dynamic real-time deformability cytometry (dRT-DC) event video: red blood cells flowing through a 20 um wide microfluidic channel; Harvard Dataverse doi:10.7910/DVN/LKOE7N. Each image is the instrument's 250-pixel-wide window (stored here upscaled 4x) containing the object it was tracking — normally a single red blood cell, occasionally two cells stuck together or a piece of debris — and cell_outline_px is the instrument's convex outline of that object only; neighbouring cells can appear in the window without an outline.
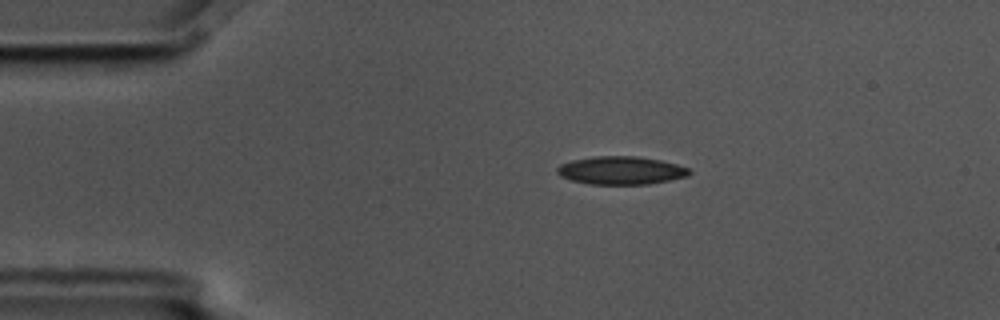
{"species": "common noctule bat (a hibernating species)", "species_latin": "Nyctalus noctula", "temperature_condition": "cold", "stored_images_in_passage": 5, "camera_frame_rate_fps": 3000, "um_per_image_px": 0.085, "animal": {"sex": "male", "body_mass_g": 17.5, "forearm_length_mm": 52.3}, "frame": {"image": 1, "passage_image": 3, "time_ms": 0.667, "image_size_px": [1000, 320], "cell_outline_px": [[692, 172], [688, 176], [648, 184], [588, 184], [572, 180], [560, 176], [556, 172], [556, 168], [560, 164], [572, 160], [596, 156], [636, 156], [660, 160], [676, 164], [688, 168]], "centroid_in_image_um": [52.76, 14.48], "position_along_channel_um": 32.2, "area_um2": 21.56}}
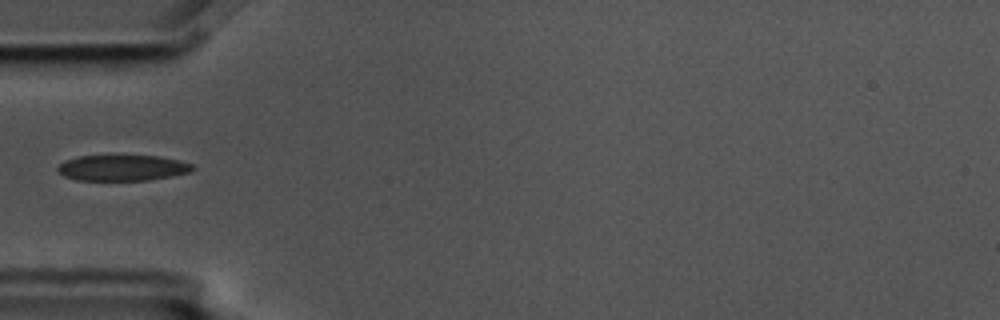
{"frame": {"image": 2, "passage_image": 5, "time_ms": 1.333, "image_size_px": [1000, 320], "cell_outline_px": [[196, 168], [192, 172], [172, 176], [148, 180], [76, 180], [64, 176], [56, 168], [64, 160], [80, 156], [160, 156], [180, 160], [192, 164]], "centroid_in_image_um": [10.45, 14.27], "position_along_channel_um": 74.6, "area_um2": 20.35}}